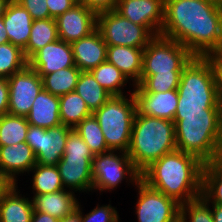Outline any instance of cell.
Masks as SVG:
<instances>
[{
    "instance_id": "obj_1",
    "label": "cell",
    "mask_w": 222,
    "mask_h": 222,
    "mask_svg": "<svg viewBox=\"0 0 222 222\" xmlns=\"http://www.w3.org/2000/svg\"><path fill=\"white\" fill-rule=\"evenodd\" d=\"M161 36L194 56L222 54V5L212 0H165Z\"/></svg>"
},
{
    "instance_id": "obj_2",
    "label": "cell",
    "mask_w": 222,
    "mask_h": 222,
    "mask_svg": "<svg viewBox=\"0 0 222 222\" xmlns=\"http://www.w3.org/2000/svg\"><path fill=\"white\" fill-rule=\"evenodd\" d=\"M203 165L194 155L175 150L147 167L141 173V180L184 204L202 195Z\"/></svg>"
},
{
    "instance_id": "obj_3",
    "label": "cell",
    "mask_w": 222,
    "mask_h": 222,
    "mask_svg": "<svg viewBox=\"0 0 222 222\" xmlns=\"http://www.w3.org/2000/svg\"><path fill=\"white\" fill-rule=\"evenodd\" d=\"M177 150L209 163L222 157V114H175Z\"/></svg>"
},
{
    "instance_id": "obj_4",
    "label": "cell",
    "mask_w": 222,
    "mask_h": 222,
    "mask_svg": "<svg viewBox=\"0 0 222 222\" xmlns=\"http://www.w3.org/2000/svg\"><path fill=\"white\" fill-rule=\"evenodd\" d=\"M175 150L173 121L136 112L127 154L140 173L154 161Z\"/></svg>"
},
{
    "instance_id": "obj_5",
    "label": "cell",
    "mask_w": 222,
    "mask_h": 222,
    "mask_svg": "<svg viewBox=\"0 0 222 222\" xmlns=\"http://www.w3.org/2000/svg\"><path fill=\"white\" fill-rule=\"evenodd\" d=\"M177 91L178 102L221 103L215 58L194 56L182 70Z\"/></svg>"
},
{
    "instance_id": "obj_6",
    "label": "cell",
    "mask_w": 222,
    "mask_h": 222,
    "mask_svg": "<svg viewBox=\"0 0 222 222\" xmlns=\"http://www.w3.org/2000/svg\"><path fill=\"white\" fill-rule=\"evenodd\" d=\"M136 112V100L131 92L128 98L126 95L112 96L93 113L110 150L128 151Z\"/></svg>"
},
{
    "instance_id": "obj_7",
    "label": "cell",
    "mask_w": 222,
    "mask_h": 222,
    "mask_svg": "<svg viewBox=\"0 0 222 222\" xmlns=\"http://www.w3.org/2000/svg\"><path fill=\"white\" fill-rule=\"evenodd\" d=\"M94 155L81 136L72 130L66 141L64 155L58 162L63 187L69 191H92Z\"/></svg>"
},
{
    "instance_id": "obj_8",
    "label": "cell",
    "mask_w": 222,
    "mask_h": 222,
    "mask_svg": "<svg viewBox=\"0 0 222 222\" xmlns=\"http://www.w3.org/2000/svg\"><path fill=\"white\" fill-rule=\"evenodd\" d=\"M109 150L107 152L94 155L92 164L93 184L92 190L111 191L129 178L132 185L141 179V173L135 168L127 152ZM121 153V155H120ZM128 176V177H127Z\"/></svg>"
},
{
    "instance_id": "obj_9",
    "label": "cell",
    "mask_w": 222,
    "mask_h": 222,
    "mask_svg": "<svg viewBox=\"0 0 222 222\" xmlns=\"http://www.w3.org/2000/svg\"><path fill=\"white\" fill-rule=\"evenodd\" d=\"M193 57L177 41L155 36L144 48L141 74L182 73Z\"/></svg>"
},
{
    "instance_id": "obj_10",
    "label": "cell",
    "mask_w": 222,
    "mask_h": 222,
    "mask_svg": "<svg viewBox=\"0 0 222 222\" xmlns=\"http://www.w3.org/2000/svg\"><path fill=\"white\" fill-rule=\"evenodd\" d=\"M97 30L107 45L145 48L154 38L144 26L133 23L115 9L97 13Z\"/></svg>"
},
{
    "instance_id": "obj_11",
    "label": "cell",
    "mask_w": 222,
    "mask_h": 222,
    "mask_svg": "<svg viewBox=\"0 0 222 222\" xmlns=\"http://www.w3.org/2000/svg\"><path fill=\"white\" fill-rule=\"evenodd\" d=\"M72 130L63 124L50 129L29 125L26 143L34 151L37 164L57 166L64 155L67 137Z\"/></svg>"
},
{
    "instance_id": "obj_12",
    "label": "cell",
    "mask_w": 222,
    "mask_h": 222,
    "mask_svg": "<svg viewBox=\"0 0 222 222\" xmlns=\"http://www.w3.org/2000/svg\"><path fill=\"white\" fill-rule=\"evenodd\" d=\"M134 185L139 195L135 209L138 222H170L180 215L181 204L173 198L150 188L141 179Z\"/></svg>"
},
{
    "instance_id": "obj_13",
    "label": "cell",
    "mask_w": 222,
    "mask_h": 222,
    "mask_svg": "<svg viewBox=\"0 0 222 222\" xmlns=\"http://www.w3.org/2000/svg\"><path fill=\"white\" fill-rule=\"evenodd\" d=\"M9 104L8 114L26 117L39 92L43 89L42 78L27 65L8 79Z\"/></svg>"
},
{
    "instance_id": "obj_14",
    "label": "cell",
    "mask_w": 222,
    "mask_h": 222,
    "mask_svg": "<svg viewBox=\"0 0 222 222\" xmlns=\"http://www.w3.org/2000/svg\"><path fill=\"white\" fill-rule=\"evenodd\" d=\"M165 0H118L116 11L135 24L159 36L164 21Z\"/></svg>"
},
{
    "instance_id": "obj_15",
    "label": "cell",
    "mask_w": 222,
    "mask_h": 222,
    "mask_svg": "<svg viewBox=\"0 0 222 222\" xmlns=\"http://www.w3.org/2000/svg\"><path fill=\"white\" fill-rule=\"evenodd\" d=\"M59 39L72 43L89 36L97 29V13L77 3L56 19Z\"/></svg>"
},
{
    "instance_id": "obj_16",
    "label": "cell",
    "mask_w": 222,
    "mask_h": 222,
    "mask_svg": "<svg viewBox=\"0 0 222 222\" xmlns=\"http://www.w3.org/2000/svg\"><path fill=\"white\" fill-rule=\"evenodd\" d=\"M28 65L41 78L57 70L75 66L71 43L58 39L47 44L28 60Z\"/></svg>"
},
{
    "instance_id": "obj_17",
    "label": "cell",
    "mask_w": 222,
    "mask_h": 222,
    "mask_svg": "<svg viewBox=\"0 0 222 222\" xmlns=\"http://www.w3.org/2000/svg\"><path fill=\"white\" fill-rule=\"evenodd\" d=\"M137 112L155 118L174 120L178 103V91L133 92Z\"/></svg>"
},
{
    "instance_id": "obj_18",
    "label": "cell",
    "mask_w": 222,
    "mask_h": 222,
    "mask_svg": "<svg viewBox=\"0 0 222 222\" xmlns=\"http://www.w3.org/2000/svg\"><path fill=\"white\" fill-rule=\"evenodd\" d=\"M75 66L81 71H91L107 61V44L96 29L89 36L71 43Z\"/></svg>"
},
{
    "instance_id": "obj_19",
    "label": "cell",
    "mask_w": 222,
    "mask_h": 222,
    "mask_svg": "<svg viewBox=\"0 0 222 222\" xmlns=\"http://www.w3.org/2000/svg\"><path fill=\"white\" fill-rule=\"evenodd\" d=\"M37 164L34 151L26 142L0 146V169L17 184V176L27 172Z\"/></svg>"
},
{
    "instance_id": "obj_20",
    "label": "cell",
    "mask_w": 222,
    "mask_h": 222,
    "mask_svg": "<svg viewBox=\"0 0 222 222\" xmlns=\"http://www.w3.org/2000/svg\"><path fill=\"white\" fill-rule=\"evenodd\" d=\"M3 22L9 42L24 50L32 27L31 15L18 2L11 0L3 15Z\"/></svg>"
},
{
    "instance_id": "obj_21",
    "label": "cell",
    "mask_w": 222,
    "mask_h": 222,
    "mask_svg": "<svg viewBox=\"0 0 222 222\" xmlns=\"http://www.w3.org/2000/svg\"><path fill=\"white\" fill-rule=\"evenodd\" d=\"M143 52L144 48L108 45L107 61L131 79L134 86L140 82Z\"/></svg>"
},
{
    "instance_id": "obj_22",
    "label": "cell",
    "mask_w": 222,
    "mask_h": 222,
    "mask_svg": "<svg viewBox=\"0 0 222 222\" xmlns=\"http://www.w3.org/2000/svg\"><path fill=\"white\" fill-rule=\"evenodd\" d=\"M26 119L29 125L45 129L61 125L59 97L42 89L36 96Z\"/></svg>"
},
{
    "instance_id": "obj_23",
    "label": "cell",
    "mask_w": 222,
    "mask_h": 222,
    "mask_svg": "<svg viewBox=\"0 0 222 222\" xmlns=\"http://www.w3.org/2000/svg\"><path fill=\"white\" fill-rule=\"evenodd\" d=\"M75 193L67 189L55 193L35 195L32 198L35 211L49 214L58 220L73 213L78 206Z\"/></svg>"
},
{
    "instance_id": "obj_24",
    "label": "cell",
    "mask_w": 222,
    "mask_h": 222,
    "mask_svg": "<svg viewBox=\"0 0 222 222\" xmlns=\"http://www.w3.org/2000/svg\"><path fill=\"white\" fill-rule=\"evenodd\" d=\"M17 188L14 184L0 197V222H31L33 201L22 197Z\"/></svg>"
},
{
    "instance_id": "obj_25",
    "label": "cell",
    "mask_w": 222,
    "mask_h": 222,
    "mask_svg": "<svg viewBox=\"0 0 222 222\" xmlns=\"http://www.w3.org/2000/svg\"><path fill=\"white\" fill-rule=\"evenodd\" d=\"M59 39L57 23L54 18L33 20L30 37L23 50L29 60L38 50Z\"/></svg>"
},
{
    "instance_id": "obj_26",
    "label": "cell",
    "mask_w": 222,
    "mask_h": 222,
    "mask_svg": "<svg viewBox=\"0 0 222 222\" xmlns=\"http://www.w3.org/2000/svg\"><path fill=\"white\" fill-rule=\"evenodd\" d=\"M74 91L83 98L92 113L112 97V95L95 80L90 71H81Z\"/></svg>"
},
{
    "instance_id": "obj_27",
    "label": "cell",
    "mask_w": 222,
    "mask_h": 222,
    "mask_svg": "<svg viewBox=\"0 0 222 222\" xmlns=\"http://www.w3.org/2000/svg\"><path fill=\"white\" fill-rule=\"evenodd\" d=\"M61 124L74 129L84 118L93 114L83 98L75 91L59 97Z\"/></svg>"
},
{
    "instance_id": "obj_28",
    "label": "cell",
    "mask_w": 222,
    "mask_h": 222,
    "mask_svg": "<svg viewBox=\"0 0 222 222\" xmlns=\"http://www.w3.org/2000/svg\"><path fill=\"white\" fill-rule=\"evenodd\" d=\"M202 196L211 204L222 205V157L203 165Z\"/></svg>"
},
{
    "instance_id": "obj_29",
    "label": "cell",
    "mask_w": 222,
    "mask_h": 222,
    "mask_svg": "<svg viewBox=\"0 0 222 222\" xmlns=\"http://www.w3.org/2000/svg\"><path fill=\"white\" fill-rule=\"evenodd\" d=\"M81 70L77 66L57 70L42 77L43 89L55 96H63L75 90Z\"/></svg>"
},
{
    "instance_id": "obj_30",
    "label": "cell",
    "mask_w": 222,
    "mask_h": 222,
    "mask_svg": "<svg viewBox=\"0 0 222 222\" xmlns=\"http://www.w3.org/2000/svg\"><path fill=\"white\" fill-rule=\"evenodd\" d=\"M34 196L63 190V182L57 166L36 164L31 170Z\"/></svg>"
},
{
    "instance_id": "obj_31",
    "label": "cell",
    "mask_w": 222,
    "mask_h": 222,
    "mask_svg": "<svg viewBox=\"0 0 222 222\" xmlns=\"http://www.w3.org/2000/svg\"><path fill=\"white\" fill-rule=\"evenodd\" d=\"M90 72L95 80L112 96H123V87L129 82V79L116 66L105 61Z\"/></svg>"
},
{
    "instance_id": "obj_32",
    "label": "cell",
    "mask_w": 222,
    "mask_h": 222,
    "mask_svg": "<svg viewBox=\"0 0 222 222\" xmlns=\"http://www.w3.org/2000/svg\"><path fill=\"white\" fill-rule=\"evenodd\" d=\"M28 127L26 117L10 114L0 116V146L26 142Z\"/></svg>"
},
{
    "instance_id": "obj_33",
    "label": "cell",
    "mask_w": 222,
    "mask_h": 222,
    "mask_svg": "<svg viewBox=\"0 0 222 222\" xmlns=\"http://www.w3.org/2000/svg\"><path fill=\"white\" fill-rule=\"evenodd\" d=\"M73 130L77 132L93 155L109 151L97 118L91 114L84 118Z\"/></svg>"
},
{
    "instance_id": "obj_34",
    "label": "cell",
    "mask_w": 222,
    "mask_h": 222,
    "mask_svg": "<svg viewBox=\"0 0 222 222\" xmlns=\"http://www.w3.org/2000/svg\"><path fill=\"white\" fill-rule=\"evenodd\" d=\"M181 73L141 74L140 82L133 92H167L177 90Z\"/></svg>"
},
{
    "instance_id": "obj_35",
    "label": "cell",
    "mask_w": 222,
    "mask_h": 222,
    "mask_svg": "<svg viewBox=\"0 0 222 222\" xmlns=\"http://www.w3.org/2000/svg\"><path fill=\"white\" fill-rule=\"evenodd\" d=\"M28 65L23 50L8 42L0 45V77L8 79Z\"/></svg>"
},
{
    "instance_id": "obj_36",
    "label": "cell",
    "mask_w": 222,
    "mask_h": 222,
    "mask_svg": "<svg viewBox=\"0 0 222 222\" xmlns=\"http://www.w3.org/2000/svg\"><path fill=\"white\" fill-rule=\"evenodd\" d=\"M209 206V202L201 195L194 200L181 204L180 214L185 222H214Z\"/></svg>"
},
{
    "instance_id": "obj_37",
    "label": "cell",
    "mask_w": 222,
    "mask_h": 222,
    "mask_svg": "<svg viewBox=\"0 0 222 222\" xmlns=\"http://www.w3.org/2000/svg\"><path fill=\"white\" fill-rule=\"evenodd\" d=\"M175 114H222V104L178 102Z\"/></svg>"
},
{
    "instance_id": "obj_38",
    "label": "cell",
    "mask_w": 222,
    "mask_h": 222,
    "mask_svg": "<svg viewBox=\"0 0 222 222\" xmlns=\"http://www.w3.org/2000/svg\"><path fill=\"white\" fill-rule=\"evenodd\" d=\"M83 215L81 208L82 222H119L117 210L110 204L104 206L97 204V207L92 209L91 212L87 213L85 216Z\"/></svg>"
},
{
    "instance_id": "obj_39",
    "label": "cell",
    "mask_w": 222,
    "mask_h": 222,
    "mask_svg": "<svg viewBox=\"0 0 222 222\" xmlns=\"http://www.w3.org/2000/svg\"><path fill=\"white\" fill-rule=\"evenodd\" d=\"M31 15L33 20L49 19L47 0H15Z\"/></svg>"
},
{
    "instance_id": "obj_40",
    "label": "cell",
    "mask_w": 222,
    "mask_h": 222,
    "mask_svg": "<svg viewBox=\"0 0 222 222\" xmlns=\"http://www.w3.org/2000/svg\"><path fill=\"white\" fill-rule=\"evenodd\" d=\"M46 3L49 9L50 17L54 19L77 4L73 0H47Z\"/></svg>"
},
{
    "instance_id": "obj_41",
    "label": "cell",
    "mask_w": 222,
    "mask_h": 222,
    "mask_svg": "<svg viewBox=\"0 0 222 222\" xmlns=\"http://www.w3.org/2000/svg\"><path fill=\"white\" fill-rule=\"evenodd\" d=\"M118 0H82V4L96 13L116 9Z\"/></svg>"
},
{
    "instance_id": "obj_42",
    "label": "cell",
    "mask_w": 222,
    "mask_h": 222,
    "mask_svg": "<svg viewBox=\"0 0 222 222\" xmlns=\"http://www.w3.org/2000/svg\"><path fill=\"white\" fill-rule=\"evenodd\" d=\"M9 85L6 78L0 77V116L8 114Z\"/></svg>"
},
{
    "instance_id": "obj_43",
    "label": "cell",
    "mask_w": 222,
    "mask_h": 222,
    "mask_svg": "<svg viewBox=\"0 0 222 222\" xmlns=\"http://www.w3.org/2000/svg\"><path fill=\"white\" fill-rule=\"evenodd\" d=\"M15 183L0 169V197L4 195Z\"/></svg>"
},
{
    "instance_id": "obj_44",
    "label": "cell",
    "mask_w": 222,
    "mask_h": 222,
    "mask_svg": "<svg viewBox=\"0 0 222 222\" xmlns=\"http://www.w3.org/2000/svg\"><path fill=\"white\" fill-rule=\"evenodd\" d=\"M59 220L49 214L33 211L31 222H58Z\"/></svg>"
},
{
    "instance_id": "obj_45",
    "label": "cell",
    "mask_w": 222,
    "mask_h": 222,
    "mask_svg": "<svg viewBox=\"0 0 222 222\" xmlns=\"http://www.w3.org/2000/svg\"><path fill=\"white\" fill-rule=\"evenodd\" d=\"M81 205L77 206V209L71 213L70 215L66 216L63 219H60L58 222H82L81 220Z\"/></svg>"
},
{
    "instance_id": "obj_46",
    "label": "cell",
    "mask_w": 222,
    "mask_h": 222,
    "mask_svg": "<svg viewBox=\"0 0 222 222\" xmlns=\"http://www.w3.org/2000/svg\"><path fill=\"white\" fill-rule=\"evenodd\" d=\"M212 206L211 212L214 222H222V205L210 204Z\"/></svg>"
},
{
    "instance_id": "obj_47",
    "label": "cell",
    "mask_w": 222,
    "mask_h": 222,
    "mask_svg": "<svg viewBox=\"0 0 222 222\" xmlns=\"http://www.w3.org/2000/svg\"><path fill=\"white\" fill-rule=\"evenodd\" d=\"M218 72H219V81H220V102L222 104V54L214 56Z\"/></svg>"
},
{
    "instance_id": "obj_48",
    "label": "cell",
    "mask_w": 222,
    "mask_h": 222,
    "mask_svg": "<svg viewBox=\"0 0 222 222\" xmlns=\"http://www.w3.org/2000/svg\"><path fill=\"white\" fill-rule=\"evenodd\" d=\"M9 42V39L7 37V32L5 29V25L3 22V17H0V45L6 44Z\"/></svg>"
},
{
    "instance_id": "obj_49",
    "label": "cell",
    "mask_w": 222,
    "mask_h": 222,
    "mask_svg": "<svg viewBox=\"0 0 222 222\" xmlns=\"http://www.w3.org/2000/svg\"><path fill=\"white\" fill-rule=\"evenodd\" d=\"M11 0H0V17L5 14L6 7Z\"/></svg>"
},
{
    "instance_id": "obj_50",
    "label": "cell",
    "mask_w": 222,
    "mask_h": 222,
    "mask_svg": "<svg viewBox=\"0 0 222 222\" xmlns=\"http://www.w3.org/2000/svg\"><path fill=\"white\" fill-rule=\"evenodd\" d=\"M170 222H185L184 218L180 215H178L175 219H173Z\"/></svg>"
},
{
    "instance_id": "obj_51",
    "label": "cell",
    "mask_w": 222,
    "mask_h": 222,
    "mask_svg": "<svg viewBox=\"0 0 222 222\" xmlns=\"http://www.w3.org/2000/svg\"><path fill=\"white\" fill-rule=\"evenodd\" d=\"M212 1L222 5V0H212Z\"/></svg>"
},
{
    "instance_id": "obj_52",
    "label": "cell",
    "mask_w": 222,
    "mask_h": 222,
    "mask_svg": "<svg viewBox=\"0 0 222 222\" xmlns=\"http://www.w3.org/2000/svg\"><path fill=\"white\" fill-rule=\"evenodd\" d=\"M75 1L76 3H81L82 4V0H73Z\"/></svg>"
}]
</instances>
